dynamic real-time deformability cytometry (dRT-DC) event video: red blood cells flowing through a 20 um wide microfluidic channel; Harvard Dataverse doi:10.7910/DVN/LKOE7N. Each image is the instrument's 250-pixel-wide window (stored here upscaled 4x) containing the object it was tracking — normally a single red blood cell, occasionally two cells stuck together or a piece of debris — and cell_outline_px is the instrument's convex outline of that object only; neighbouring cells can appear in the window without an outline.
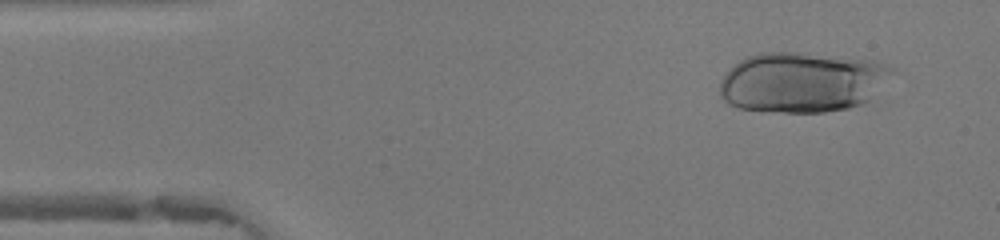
{"species": "human", "species_latin": "Homo sapiens", "temperature_condition": "warm", "stored_images_in_passage": 46, "camera_frame_rate_fps": 3000, "um_per_image_px": 0.085, "donor": {"sex": "female"}, "frame": {"image": 1, "passage_image": 3, "time_ms": 0.667, "image_size_px": [1000, 240], "cell_outline_px": [[896, 68], [868, 100], [864, 104], [848, 108], [824, 112], [772, 112], [736, 108], [728, 104], [720, 96], [720, 80], [740, 60], [748, 56], [760, 52], [804, 52], [876, 60], [888, 64]], "centroid_in_image_um": [68.17, 6.98], "position_along_channel_um": 16.8, "area_um2": 60.86}}